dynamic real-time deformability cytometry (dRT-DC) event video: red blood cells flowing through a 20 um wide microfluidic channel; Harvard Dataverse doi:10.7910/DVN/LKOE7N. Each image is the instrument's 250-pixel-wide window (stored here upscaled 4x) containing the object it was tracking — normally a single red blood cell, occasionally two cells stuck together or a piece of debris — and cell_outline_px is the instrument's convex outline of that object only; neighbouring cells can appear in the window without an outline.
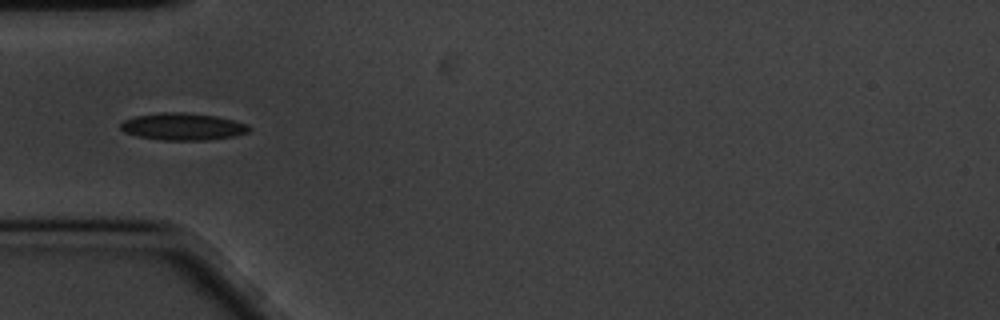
{"species": "common noctule bat (a hibernating species)", "species_latin": "Nyctalus noctula", "temperature_condition": "cold", "stored_images_in_passage": 42, "camera_frame_rate_fps": 3000, "um_per_image_px": 0.085, "animal": {"sex": "male", "body_mass_g": 20.1, "forearm_length_mm": 53.5}, "frame": {"image": 1, "passage_image": 1, "time_ms": 0.0, "image_size_px": [1000, 320], "cell_outline_px": [[252, 128], [248, 132], [236, 136], [208, 140], [164, 140], [136, 136], [124, 132], [120, 128], [120, 124], [124, 120], [136, 116], [160, 112], [184, 112], [216, 116], [248, 124]], "centroid_in_image_um": [15.55, 10.76], "position_along_channel_um": 69.4, "area_um2": 20.4}}
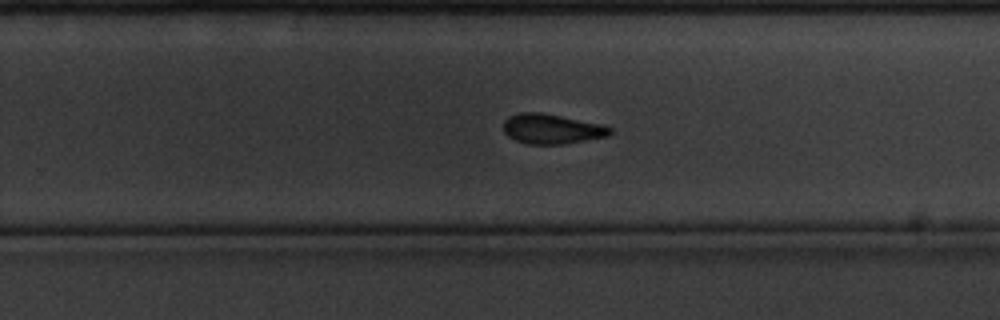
{"frame": {"image": 2, "passage_image": 20, "time_ms": 6.333, "image_size_px": [1000, 320], "cell_outline_px": [[612, 132], [608, 136], [564, 144], [528, 144], [516, 140], [508, 136], [504, 132], [504, 120], [508, 116], [520, 112], [540, 112], [604, 124], [612, 128]], "centroid_in_image_um": [46.91, 10.95], "position_along_channel_um": 282.9, "area_um2": 18.67}}
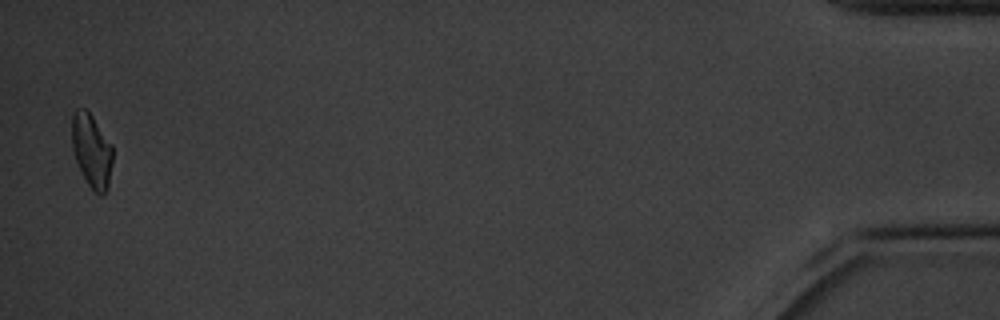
{"frame": {"image": 3, "passage_image": 41, "time_ms": 13.333, "image_size_px": [1000, 320], "cell_outline_px": [[112, 164], [108, 188], [104, 196], [100, 196], [88, 184], [72, 152], [72, 116], [76, 108], [84, 108], [92, 116], [112, 144]], "centroid_in_image_um": [7.8, 12.81], "position_along_channel_um": 427.4, "area_um2": 17.46}, "authors_computed_cell_mechanics": {"area_um2": 19.0451, "velocity_mm_per_s": 3.3597, "shape_relaxation_time_tau1_ms": 4.0527, "shape_relaxation_time_tau2_ms": 8.8121, "deformation_change_tau1": 0.1001, "deformation_change_tau2": 0.1429}}